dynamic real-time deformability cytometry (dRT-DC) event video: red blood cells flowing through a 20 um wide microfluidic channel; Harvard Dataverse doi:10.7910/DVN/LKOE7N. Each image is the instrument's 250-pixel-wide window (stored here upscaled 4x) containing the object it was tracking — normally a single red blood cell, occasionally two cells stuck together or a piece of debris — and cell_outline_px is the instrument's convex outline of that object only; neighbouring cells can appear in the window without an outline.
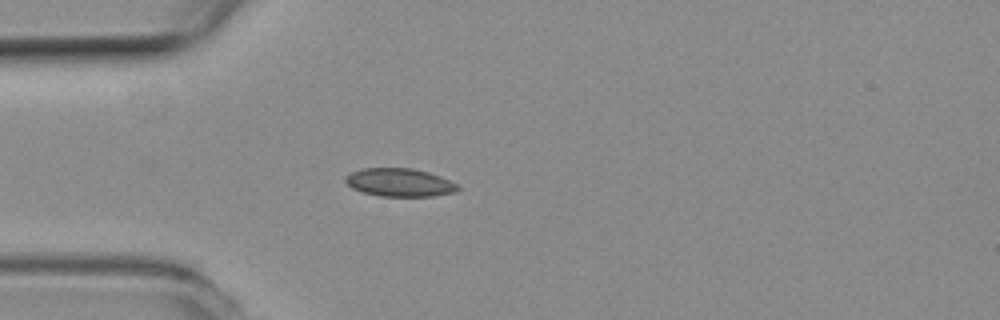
{"species": "common noctule bat (a hibernating species)", "species_latin": "Nyctalus noctula", "temperature_condition": "room temperature", "stored_images_in_passage": 40, "camera_frame_rate_fps": 3000, "um_per_image_px": 0.085, "animal": {"sex": "female", "body_mass_g": 19.3, "forearm_length_mm": 54.1}, "frame": {"image": 1, "passage_image": 1, "time_ms": 0.0, "image_size_px": [1000, 320], "cell_outline_px": [[460, 188], [456, 192], [432, 196], [380, 196], [364, 192], [352, 188], [344, 180], [344, 176], [360, 168], [412, 168], [428, 172], [440, 176], [456, 184]], "centroid_in_image_um": [33.94, 15.5], "position_along_channel_um": 51.1, "area_um2": 18.38}}
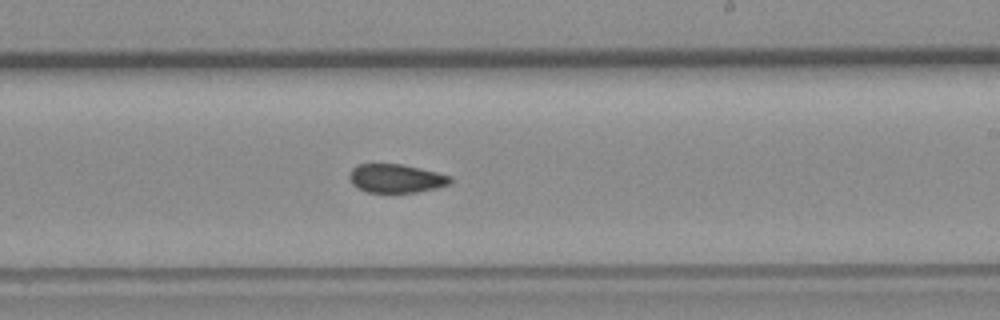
{"frame": {"image": 2, "passage_image": 18, "time_ms": 5.667, "image_size_px": [1000, 320], "cell_outline_px": [[452, 184], [436, 188], [416, 192], [368, 192], [356, 188], [352, 184], [348, 176], [352, 168], [356, 164], [400, 164], [420, 168], [452, 176]], "centroid_in_image_um": [33.66, 15.16], "position_along_channel_um": 255.3, "area_um2": 16.94}}
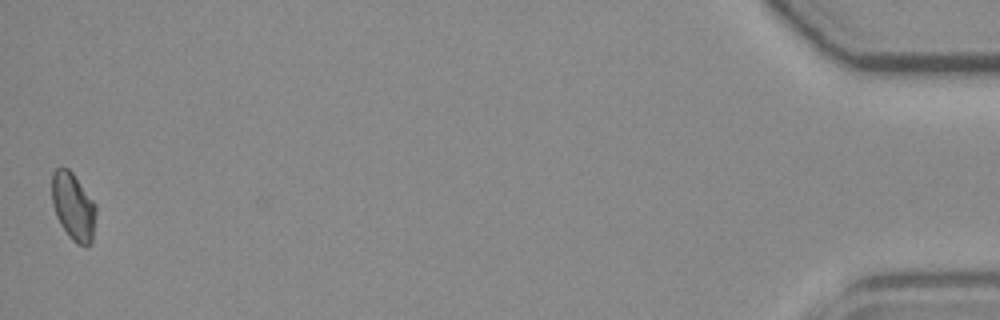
{"frame": {"image": 3, "passage_image": 40, "time_ms": 13.0, "image_size_px": [1000, 320], "cell_outline_px": [[96, 212], [92, 240], [88, 248], [76, 244], [68, 236], [60, 224], [56, 216], [52, 204], [52, 172], [56, 168], [68, 168], [72, 172], [96, 204]], "centroid_in_image_um": [6.23, 17.58], "position_along_channel_um": 429.0, "area_um2": 17.51}, "authors_computed_cell_mechanics": {"area_um2": 17.5134, "velocity_mm_per_s": 3.7638, "shape_relaxation_time_tau1_ms": null, "shape_relaxation_time_tau2_ms": 2.8997, "deformation_change_tau1": null, "deformation_change_tau2": 0.0556}}